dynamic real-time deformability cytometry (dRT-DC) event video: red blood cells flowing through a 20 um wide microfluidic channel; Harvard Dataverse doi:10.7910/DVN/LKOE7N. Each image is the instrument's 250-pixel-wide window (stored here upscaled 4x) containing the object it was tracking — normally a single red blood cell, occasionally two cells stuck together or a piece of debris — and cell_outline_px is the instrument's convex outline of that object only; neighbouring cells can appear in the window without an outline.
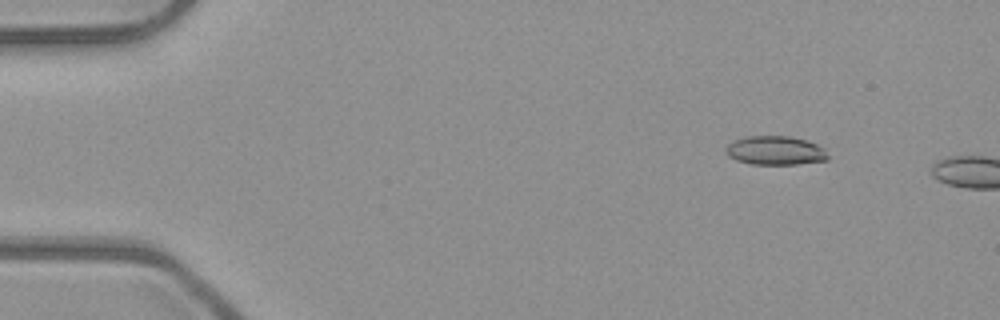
{"species": "common noctule bat (a hibernating species)", "species_latin": "Nyctalus noctula", "temperature_condition": "room temperature", "stored_images_in_passage": 10, "camera_frame_rate_fps": 3000, "um_per_image_px": 0.085, "animal": {"sex": "male", "body_mass_g": 23.1, "forearm_length_mm": 52.7}, "frame": {"image": 1, "passage_image": 7, "time_ms": 2.0, "image_size_px": [1000, 320], "cell_outline_px": [[828, 160], [796, 164], [752, 164], [736, 160], [728, 156], [724, 152], [724, 148], [728, 144], [736, 140], [748, 136], [788, 136], [804, 140], [816, 144], [824, 148], [828, 156]], "centroid_in_image_um": [65.88, 12.8], "position_along_channel_um": 19.1, "area_um2": 17.11}}